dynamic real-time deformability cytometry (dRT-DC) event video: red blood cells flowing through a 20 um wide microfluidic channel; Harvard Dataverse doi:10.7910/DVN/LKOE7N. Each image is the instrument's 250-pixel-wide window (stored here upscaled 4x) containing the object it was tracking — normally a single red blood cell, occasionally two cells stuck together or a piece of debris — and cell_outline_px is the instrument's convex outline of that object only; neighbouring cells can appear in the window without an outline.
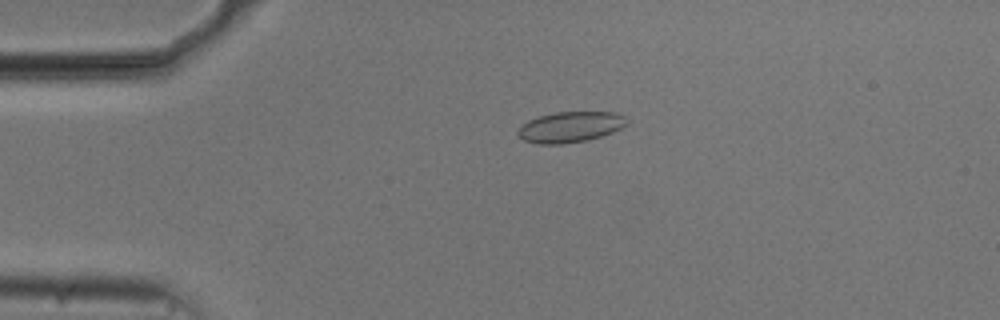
{"species": "common noctule bat (a hibernating species)", "species_latin": "Nyctalus noctula", "temperature_condition": "cold", "stored_images_in_passage": 46, "camera_frame_rate_fps": 3000, "um_per_image_px": 0.085, "animal": {"sex": "male", "body_mass_g": 20.5, "forearm_length_mm": 52.5}, "frame": {"image": 1, "passage_image": 4, "time_ms": 1.0, "image_size_px": [1000, 320], "cell_outline_px": [[628, 124], [612, 132], [588, 140], [560, 144], [536, 144], [524, 140], [516, 132], [528, 120], [540, 116], [556, 112], [616, 112], [624, 116], [628, 120]], "centroid_in_image_um": [48.49, 10.79], "position_along_channel_um": 36.5, "area_um2": 19.36}}
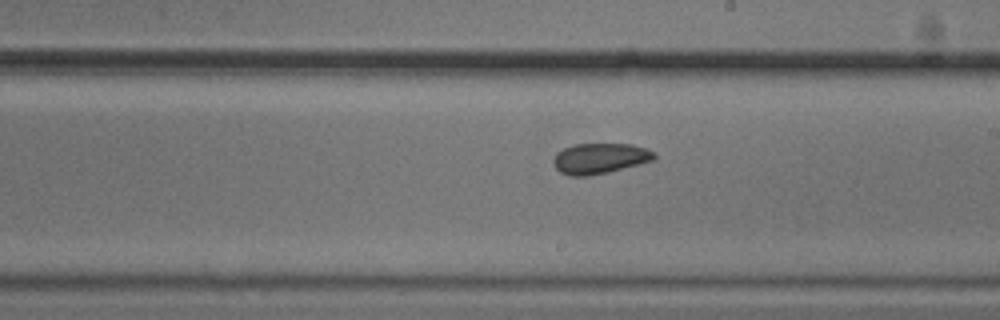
{"frame": {"image": 2, "passage_image": 23, "time_ms": 7.333, "image_size_px": [1000, 320], "cell_outline_px": [[656, 156], [652, 160], [608, 172], [588, 176], [572, 176], [560, 172], [556, 168], [552, 160], [556, 152], [572, 144], [632, 144], [648, 148], [656, 152]], "centroid_in_image_um": [50.97, 13.45], "position_along_channel_um": 238.0, "area_um2": 17.98}}
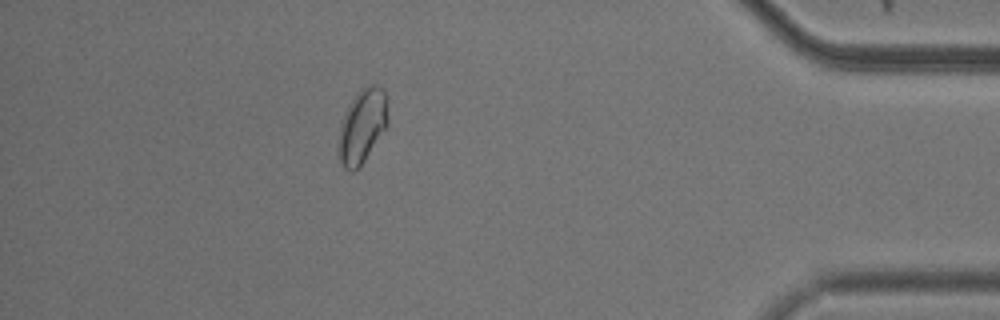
{"frame": {"image": 3, "passage_image": 40, "time_ms": 13.0, "image_size_px": [1000, 320], "cell_outline_px": [[388, 124], [364, 160], [352, 172], [344, 168], [340, 164], [336, 156], [336, 148], [340, 124], [344, 112], [360, 88], [368, 84], [380, 84], [384, 92], [388, 116]], "centroid_in_image_um": [30.73, 10.71], "position_along_channel_um": 404.5, "area_um2": 21.56}, "authors_computed_cell_mechanics": {"area_um2": 18.5538, "velocity_mm_per_s": 3.7192, "shape_relaxation_time_tau1_ms": 2.9736, "shape_relaxation_time_tau2_ms": 3.0216, "deformation_change_tau1": 0.0477, "deformation_change_tau2": 0.0638}}